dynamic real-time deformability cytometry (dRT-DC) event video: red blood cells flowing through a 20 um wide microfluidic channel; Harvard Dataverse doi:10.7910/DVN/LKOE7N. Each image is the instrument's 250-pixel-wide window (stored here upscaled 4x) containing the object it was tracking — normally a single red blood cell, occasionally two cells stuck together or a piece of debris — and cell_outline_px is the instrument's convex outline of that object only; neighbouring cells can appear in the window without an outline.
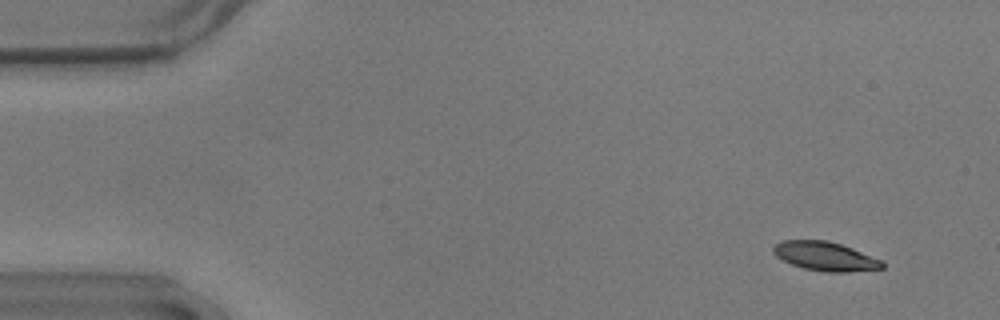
{"species": "common noctule bat (a hibernating species)", "species_latin": "Nyctalus noctula", "temperature_condition": "warm", "stored_images_in_passage": 56, "camera_frame_rate_fps": 3000, "um_per_image_px": 0.085, "animal": {"sex": "male", "body_mass_g": 17.9}, "frame": {"image": 1, "passage_image": 4, "time_ms": 1.0, "image_size_px": [1000, 320], "cell_outline_px": [[884, 268], [848, 272], [824, 272], [804, 268], [792, 264], [776, 256], [772, 252], [772, 248], [780, 240], [828, 240], [852, 248], [880, 260], [884, 264]], "centroid_in_image_um": [70.11, 21.78], "position_along_channel_um": 14.9, "area_um2": 18.26}}
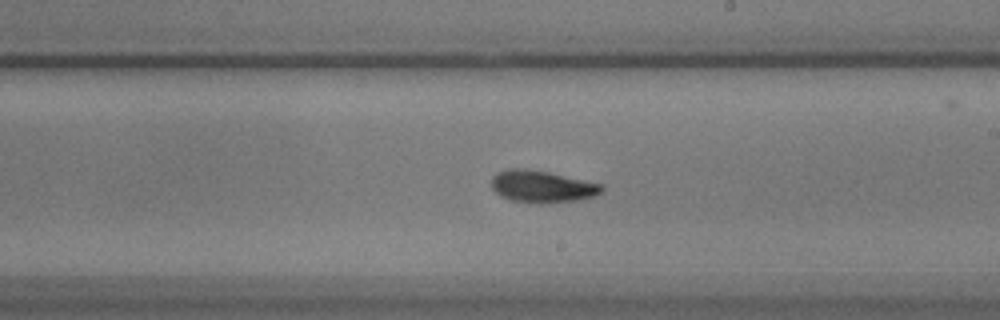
{"frame": {"image": 2, "passage_image": 32, "time_ms": 10.333, "image_size_px": [1000, 320], "cell_outline_px": [[604, 188], [596, 196], [576, 200], [540, 204], [512, 200], [500, 196], [492, 188], [492, 176], [508, 168], [520, 168], [548, 172], [604, 184]], "centroid_in_image_um": [46.09, 15.86], "position_along_channel_um": 242.9, "area_um2": 20.52}}
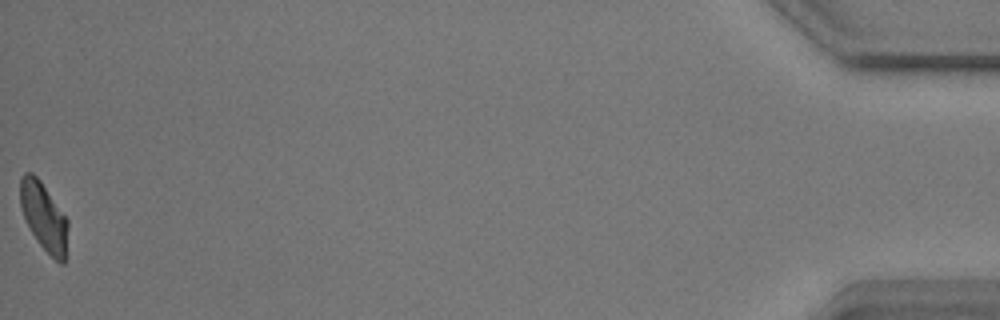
{"frame": {"image": 3, "passage_image": 56, "time_ms": 18.333, "image_size_px": [1000, 320], "cell_outline_px": [[68, 228], [64, 264], [60, 264], [40, 244], [32, 232], [24, 216], [20, 204], [20, 176], [24, 172], [32, 172], [40, 180], [68, 220]], "centroid_in_image_um": [3.72, 18.38], "position_along_channel_um": 431.5, "area_um2": 18.61}, "authors_computed_cell_mechanics": {"area_um2": 19.5653, "velocity_mm_per_s": 3.5908, "shape_relaxation_time_tau1_ms": 3.3417, "shape_relaxation_time_tau2_ms": 4.3999, "deformation_change_tau1": 0.1531, "deformation_change_tau2": 0.1018}}